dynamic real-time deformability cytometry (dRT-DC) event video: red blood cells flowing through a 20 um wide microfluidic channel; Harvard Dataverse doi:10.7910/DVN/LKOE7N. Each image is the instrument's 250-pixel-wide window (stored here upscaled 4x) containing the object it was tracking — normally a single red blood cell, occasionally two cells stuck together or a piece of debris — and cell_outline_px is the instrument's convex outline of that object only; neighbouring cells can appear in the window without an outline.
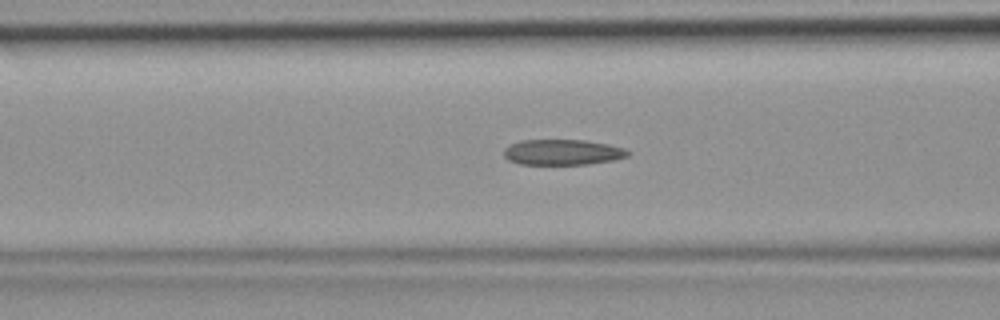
{"species": "common noctule bat (a hibernating species)", "species_latin": "Nyctalus noctula", "temperature_condition": "room temperature", "stored_images_in_passage": 45, "camera_frame_rate_fps": 3000, "um_per_image_px": 0.085, "animal": {"sex": "female", "body_mass_g": 19.9}, "frame": {"image": 1, "passage_image": 18, "time_ms": 5.667, "image_size_px": [1000, 320], "cell_outline_px": [[632, 152], [628, 156], [612, 160], [588, 164], [520, 164], [508, 160], [504, 156], [504, 148], [520, 140], [584, 140], [608, 144], [624, 148]], "centroid_in_image_um": [47.82, 12.93], "position_along_channel_um": 118.8, "area_um2": 18.44}}
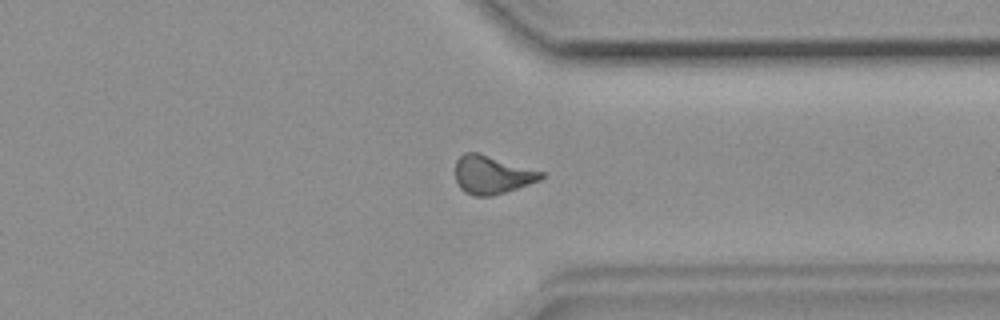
{"frame": {"image": 2, "passage_image": 35, "time_ms": 11.333, "image_size_px": [1000, 320], "cell_outline_px": [[544, 176], [540, 180], [492, 196], [472, 196], [464, 192], [460, 188], [456, 180], [456, 160], [464, 152], [476, 152], [544, 172]], "centroid_in_image_um": [41.79, 14.86], "position_along_channel_um": 369.6, "area_um2": 18.9}}
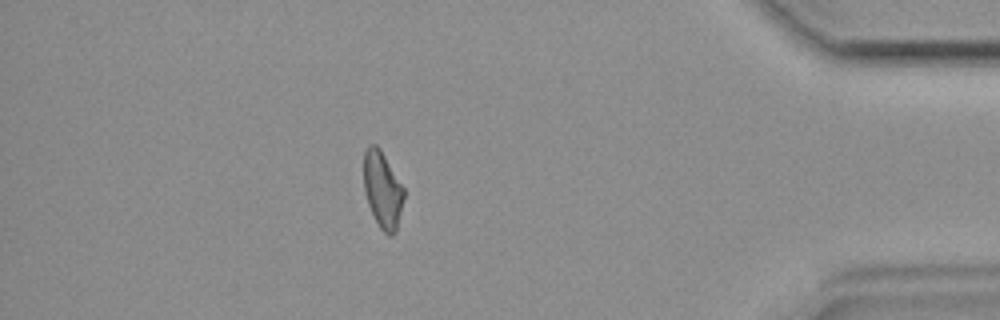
{"frame": {"image": 3, "passage_image": 40, "time_ms": 13.0, "image_size_px": [1000, 320], "cell_outline_px": [[404, 196], [396, 232], [392, 236], [388, 236], [380, 228], [368, 204], [364, 192], [364, 152], [368, 144], [376, 144], [380, 148], [404, 188]], "centroid_in_image_um": [32.51, 16.12], "position_along_channel_um": 402.7, "area_um2": 17.86}}